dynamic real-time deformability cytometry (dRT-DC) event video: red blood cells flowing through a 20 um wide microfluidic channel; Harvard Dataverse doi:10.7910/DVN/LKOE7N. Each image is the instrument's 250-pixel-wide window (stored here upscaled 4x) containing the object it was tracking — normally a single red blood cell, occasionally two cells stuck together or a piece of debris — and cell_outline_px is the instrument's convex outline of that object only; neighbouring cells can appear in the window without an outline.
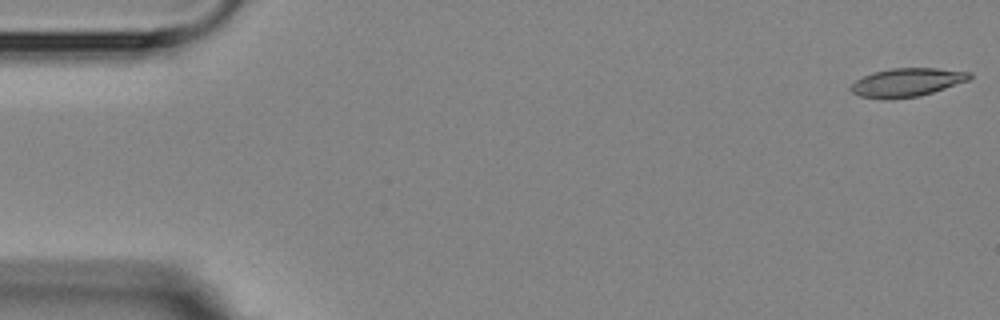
{"species": "Egyptian fruit bat (a non-hibernating species)", "species_latin": "Rousettus aegyptiacus", "temperature_condition": "room temperature", "stored_images_in_passage": 4, "camera_frame_rate_fps": 3000, "um_per_image_px": 0.085, "animal": {"sex": "female"}, "frame": {"image": 1, "passage_image": 1, "time_ms": 0.0, "image_size_px": [1000, 320], "cell_outline_px": [[972, 76], [968, 80], [920, 96], [884, 100], [880, 100], [860, 96], [852, 92], [848, 88], [856, 80], [872, 72], [892, 68], [936, 68], [972, 72]], "centroid_in_image_um": [77.04, 7.01], "position_along_channel_um": 8.0, "area_um2": 19.77}}